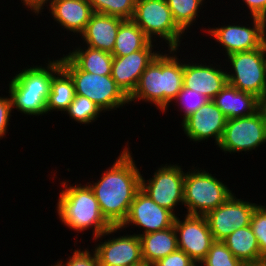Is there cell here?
<instances>
[{
    "mask_svg": "<svg viewBox=\"0 0 266 266\" xmlns=\"http://www.w3.org/2000/svg\"><path fill=\"white\" fill-rule=\"evenodd\" d=\"M175 216L173 226L177 234L178 248L194 262H201L215 241L205 216L183 214Z\"/></svg>",
    "mask_w": 266,
    "mask_h": 266,
    "instance_id": "9a60e30c",
    "label": "cell"
},
{
    "mask_svg": "<svg viewBox=\"0 0 266 266\" xmlns=\"http://www.w3.org/2000/svg\"><path fill=\"white\" fill-rule=\"evenodd\" d=\"M259 204L244 201L233 193L223 204L208 212L205 218L215 241H223L235 229L251 223L255 208Z\"/></svg>",
    "mask_w": 266,
    "mask_h": 266,
    "instance_id": "4fadbf2b",
    "label": "cell"
},
{
    "mask_svg": "<svg viewBox=\"0 0 266 266\" xmlns=\"http://www.w3.org/2000/svg\"><path fill=\"white\" fill-rule=\"evenodd\" d=\"M212 101L223 112L227 120L250 116L258 109V98L255 95L238 90L228 83Z\"/></svg>",
    "mask_w": 266,
    "mask_h": 266,
    "instance_id": "44dd1931",
    "label": "cell"
},
{
    "mask_svg": "<svg viewBox=\"0 0 266 266\" xmlns=\"http://www.w3.org/2000/svg\"><path fill=\"white\" fill-rule=\"evenodd\" d=\"M49 0H21L22 6H25L26 10H31L29 12L34 13L36 16L45 10V4L47 5ZM44 7V8H43ZM30 8V9H29Z\"/></svg>",
    "mask_w": 266,
    "mask_h": 266,
    "instance_id": "8d00e7d4",
    "label": "cell"
},
{
    "mask_svg": "<svg viewBox=\"0 0 266 266\" xmlns=\"http://www.w3.org/2000/svg\"><path fill=\"white\" fill-rule=\"evenodd\" d=\"M226 117L223 112L208 100L196 112L180 122L184 134L190 141L199 143L201 141L214 139L218 145L226 125ZM209 138V139H208Z\"/></svg>",
    "mask_w": 266,
    "mask_h": 266,
    "instance_id": "e0dca14e",
    "label": "cell"
},
{
    "mask_svg": "<svg viewBox=\"0 0 266 266\" xmlns=\"http://www.w3.org/2000/svg\"><path fill=\"white\" fill-rule=\"evenodd\" d=\"M185 172L179 164L160 165L147 180L141 175V190L159 206L171 211L175 216L178 205H184Z\"/></svg>",
    "mask_w": 266,
    "mask_h": 266,
    "instance_id": "9c48e42d",
    "label": "cell"
},
{
    "mask_svg": "<svg viewBox=\"0 0 266 266\" xmlns=\"http://www.w3.org/2000/svg\"><path fill=\"white\" fill-rule=\"evenodd\" d=\"M27 66L11 78L8 93L13 109L27 116H42L47 114L46 102L53 76L62 68L60 58H48L45 65Z\"/></svg>",
    "mask_w": 266,
    "mask_h": 266,
    "instance_id": "277c9868",
    "label": "cell"
},
{
    "mask_svg": "<svg viewBox=\"0 0 266 266\" xmlns=\"http://www.w3.org/2000/svg\"><path fill=\"white\" fill-rule=\"evenodd\" d=\"M201 262L203 266H246L232 254L223 241H214Z\"/></svg>",
    "mask_w": 266,
    "mask_h": 266,
    "instance_id": "f546056e",
    "label": "cell"
},
{
    "mask_svg": "<svg viewBox=\"0 0 266 266\" xmlns=\"http://www.w3.org/2000/svg\"><path fill=\"white\" fill-rule=\"evenodd\" d=\"M48 3L45 7L53 20L77 37L85 30L94 13L88 0H49Z\"/></svg>",
    "mask_w": 266,
    "mask_h": 266,
    "instance_id": "d6986e66",
    "label": "cell"
},
{
    "mask_svg": "<svg viewBox=\"0 0 266 266\" xmlns=\"http://www.w3.org/2000/svg\"><path fill=\"white\" fill-rule=\"evenodd\" d=\"M64 112L71 120L86 125L95 122L104 113L96 103L80 95H75Z\"/></svg>",
    "mask_w": 266,
    "mask_h": 266,
    "instance_id": "83f0119b",
    "label": "cell"
},
{
    "mask_svg": "<svg viewBox=\"0 0 266 266\" xmlns=\"http://www.w3.org/2000/svg\"><path fill=\"white\" fill-rule=\"evenodd\" d=\"M75 95V86L72 78L61 68L51 81V89L46 102L47 114L53 111H61L64 114Z\"/></svg>",
    "mask_w": 266,
    "mask_h": 266,
    "instance_id": "484cf974",
    "label": "cell"
},
{
    "mask_svg": "<svg viewBox=\"0 0 266 266\" xmlns=\"http://www.w3.org/2000/svg\"><path fill=\"white\" fill-rule=\"evenodd\" d=\"M69 181H60L63 190L61 189L56 204L58 218L61 224L64 223L66 227L78 234L91 228L93 239L97 238L112 225L102 215L95 194L89 185L87 183L67 184Z\"/></svg>",
    "mask_w": 266,
    "mask_h": 266,
    "instance_id": "3957f363",
    "label": "cell"
},
{
    "mask_svg": "<svg viewBox=\"0 0 266 266\" xmlns=\"http://www.w3.org/2000/svg\"><path fill=\"white\" fill-rule=\"evenodd\" d=\"M249 9L251 17L266 20V0H242Z\"/></svg>",
    "mask_w": 266,
    "mask_h": 266,
    "instance_id": "d590c367",
    "label": "cell"
},
{
    "mask_svg": "<svg viewBox=\"0 0 266 266\" xmlns=\"http://www.w3.org/2000/svg\"><path fill=\"white\" fill-rule=\"evenodd\" d=\"M192 169V170H191ZM185 172L184 208L185 214L205 216L223 204L232 194V190L208 170L192 166Z\"/></svg>",
    "mask_w": 266,
    "mask_h": 266,
    "instance_id": "8992f818",
    "label": "cell"
},
{
    "mask_svg": "<svg viewBox=\"0 0 266 266\" xmlns=\"http://www.w3.org/2000/svg\"><path fill=\"white\" fill-rule=\"evenodd\" d=\"M124 20L101 13H93L85 30L79 35L86 46L113 52L116 36L120 24Z\"/></svg>",
    "mask_w": 266,
    "mask_h": 266,
    "instance_id": "ffe728a7",
    "label": "cell"
},
{
    "mask_svg": "<svg viewBox=\"0 0 266 266\" xmlns=\"http://www.w3.org/2000/svg\"><path fill=\"white\" fill-rule=\"evenodd\" d=\"M175 215L168 209L159 206L141 189L136 193L126 219L120 225L125 230L133 226L141 228L137 236L162 231L173 226Z\"/></svg>",
    "mask_w": 266,
    "mask_h": 266,
    "instance_id": "5bb4252c",
    "label": "cell"
},
{
    "mask_svg": "<svg viewBox=\"0 0 266 266\" xmlns=\"http://www.w3.org/2000/svg\"><path fill=\"white\" fill-rule=\"evenodd\" d=\"M198 63L186 59L183 61V87L200 92L209 100H212L228 83L226 67L205 62V59ZM202 62H204L202 64ZM210 64V65H209ZM223 66V69L221 68Z\"/></svg>",
    "mask_w": 266,
    "mask_h": 266,
    "instance_id": "ac0fdd59",
    "label": "cell"
},
{
    "mask_svg": "<svg viewBox=\"0 0 266 266\" xmlns=\"http://www.w3.org/2000/svg\"><path fill=\"white\" fill-rule=\"evenodd\" d=\"M189 266H203L202 262H192Z\"/></svg>",
    "mask_w": 266,
    "mask_h": 266,
    "instance_id": "f35d334b",
    "label": "cell"
},
{
    "mask_svg": "<svg viewBox=\"0 0 266 266\" xmlns=\"http://www.w3.org/2000/svg\"><path fill=\"white\" fill-rule=\"evenodd\" d=\"M250 226L257 238L260 253L266 258V205L259 204L255 208Z\"/></svg>",
    "mask_w": 266,
    "mask_h": 266,
    "instance_id": "1f68e13d",
    "label": "cell"
},
{
    "mask_svg": "<svg viewBox=\"0 0 266 266\" xmlns=\"http://www.w3.org/2000/svg\"><path fill=\"white\" fill-rule=\"evenodd\" d=\"M135 266H150V265H148V264L145 263V262H142V263H140V264H138V265H135Z\"/></svg>",
    "mask_w": 266,
    "mask_h": 266,
    "instance_id": "60d3db41",
    "label": "cell"
},
{
    "mask_svg": "<svg viewBox=\"0 0 266 266\" xmlns=\"http://www.w3.org/2000/svg\"><path fill=\"white\" fill-rule=\"evenodd\" d=\"M265 143L266 125L257 111L250 116L228 119L217 147L224 153H247Z\"/></svg>",
    "mask_w": 266,
    "mask_h": 266,
    "instance_id": "8fae6325",
    "label": "cell"
},
{
    "mask_svg": "<svg viewBox=\"0 0 266 266\" xmlns=\"http://www.w3.org/2000/svg\"><path fill=\"white\" fill-rule=\"evenodd\" d=\"M208 100L209 99L200 92L183 87L173 102L182 108L181 112H184L182 115L183 122L187 117L203 106Z\"/></svg>",
    "mask_w": 266,
    "mask_h": 266,
    "instance_id": "4dcf8cb0",
    "label": "cell"
},
{
    "mask_svg": "<svg viewBox=\"0 0 266 266\" xmlns=\"http://www.w3.org/2000/svg\"><path fill=\"white\" fill-rule=\"evenodd\" d=\"M139 237L143 262L150 266L179 249L174 226L162 231L140 235Z\"/></svg>",
    "mask_w": 266,
    "mask_h": 266,
    "instance_id": "603a6c76",
    "label": "cell"
},
{
    "mask_svg": "<svg viewBox=\"0 0 266 266\" xmlns=\"http://www.w3.org/2000/svg\"><path fill=\"white\" fill-rule=\"evenodd\" d=\"M151 40L143 30L132 20H124L118 29L113 56H126L144 49Z\"/></svg>",
    "mask_w": 266,
    "mask_h": 266,
    "instance_id": "d4e9b609",
    "label": "cell"
},
{
    "mask_svg": "<svg viewBox=\"0 0 266 266\" xmlns=\"http://www.w3.org/2000/svg\"><path fill=\"white\" fill-rule=\"evenodd\" d=\"M164 51L140 76L135 90L129 96V104L148 102L154 104L161 113H166L168 107H171L170 104L183 88V60L176 54L179 49Z\"/></svg>",
    "mask_w": 266,
    "mask_h": 266,
    "instance_id": "7a4b0ae2",
    "label": "cell"
},
{
    "mask_svg": "<svg viewBox=\"0 0 266 266\" xmlns=\"http://www.w3.org/2000/svg\"><path fill=\"white\" fill-rule=\"evenodd\" d=\"M132 20L152 42L162 39L158 42L164 40L168 49H180L186 33L174 21L166 0H137Z\"/></svg>",
    "mask_w": 266,
    "mask_h": 266,
    "instance_id": "52a82bcc",
    "label": "cell"
},
{
    "mask_svg": "<svg viewBox=\"0 0 266 266\" xmlns=\"http://www.w3.org/2000/svg\"><path fill=\"white\" fill-rule=\"evenodd\" d=\"M249 18L253 22L246 26L232 23L202 30L207 31L208 36L220 44L219 47L222 46L225 57L235 52L256 50L266 43V20L251 16Z\"/></svg>",
    "mask_w": 266,
    "mask_h": 266,
    "instance_id": "30bf717a",
    "label": "cell"
},
{
    "mask_svg": "<svg viewBox=\"0 0 266 266\" xmlns=\"http://www.w3.org/2000/svg\"><path fill=\"white\" fill-rule=\"evenodd\" d=\"M127 146H124L113 165L103 171L98 181L87 182L95 194L102 215L112 226L123 223L136 193L141 189L143 174L135 163L129 143Z\"/></svg>",
    "mask_w": 266,
    "mask_h": 266,
    "instance_id": "6da1fadb",
    "label": "cell"
},
{
    "mask_svg": "<svg viewBox=\"0 0 266 266\" xmlns=\"http://www.w3.org/2000/svg\"><path fill=\"white\" fill-rule=\"evenodd\" d=\"M223 242L246 266L266 263V258L260 253L257 238L250 225L235 229Z\"/></svg>",
    "mask_w": 266,
    "mask_h": 266,
    "instance_id": "7402d4cb",
    "label": "cell"
},
{
    "mask_svg": "<svg viewBox=\"0 0 266 266\" xmlns=\"http://www.w3.org/2000/svg\"><path fill=\"white\" fill-rule=\"evenodd\" d=\"M154 43L151 41L142 50L113 58L111 76L128 97L135 90L142 73L161 52L154 50L160 43Z\"/></svg>",
    "mask_w": 266,
    "mask_h": 266,
    "instance_id": "2e32d148",
    "label": "cell"
},
{
    "mask_svg": "<svg viewBox=\"0 0 266 266\" xmlns=\"http://www.w3.org/2000/svg\"><path fill=\"white\" fill-rule=\"evenodd\" d=\"M262 96H266V71H265V83Z\"/></svg>",
    "mask_w": 266,
    "mask_h": 266,
    "instance_id": "ab89813d",
    "label": "cell"
},
{
    "mask_svg": "<svg viewBox=\"0 0 266 266\" xmlns=\"http://www.w3.org/2000/svg\"><path fill=\"white\" fill-rule=\"evenodd\" d=\"M95 13H101L130 20L137 0H88Z\"/></svg>",
    "mask_w": 266,
    "mask_h": 266,
    "instance_id": "f1b7e54d",
    "label": "cell"
},
{
    "mask_svg": "<svg viewBox=\"0 0 266 266\" xmlns=\"http://www.w3.org/2000/svg\"><path fill=\"white\" fill-rule=\"evenodd\" d=\"M257 111L261 115L264 124L266 125V96H261L258 98V109Z\"/></svg>",
    "mask_w": 266,
    "mask_h": 266,
    "instance_id": "74e56055",
    "label": "cell"
},
{
    "mask_svg": "<svg viewBox=\"0 0 266 266\" xmlns=\"http://www.w3.org/2000/svg\"><path fill=\"white\" fill-rule=\"evenodd\" d=\"M192 262L194 261L184 251L178 249L161 258L152 266H189Z\"/></svg>",
    "mask_w": 266,
    "mask_h": 266,
    "instance_id": "e575fe53",
    "label": "cell"
},
{
    "mask_svg": "<svg viewBox=\"0 0 266 266\" xmlns=\"http://www.w3.org/2000/svg\"><path fill=\"white\" fill-rule=\"evenodd\" d=\"M91 251H89V248L84 250L76 248L73 253L71 252L73 255L66 258L67 261L64 262L60 259L53 266H99V259L95 250L91 249Z\"/></svg>",
    "mask_w": 266,
    "mask_h": 266,
    "instance_id": "d6a6232c",
    "label": "cell"
},
{
    "mask_svg": "<svg viewBox=\"0 0 266 266\" xmlns=\"http://www.w3.org/2000/svg\"><path fill=\"white\" fill-rule=\"evenodd\" d=\"M226 57L231 67L225 69L228 84L261 97L265 83L266 43L256 50L235 52ZM228 68L231 69L229 72Z\"/></svg>",
    "mask_w": 266,
    "mask_h": 266,
    "instance_id": "ba28073f",
    "label": "cell"
},
{
    "mask_svg": "<svg viewBox=\"0 0 266 266\" xmlns=\"http://www.w3.org/2000/svg\"><path fill=\"white\" fill-rule=\"evenodd\" d=\"M12 111L14 110L10 95L7 97L0 96V140H2L3 137H6V134L8 133V126L10 125L9 121L11 116H13L11 113H14Z\"/></svg>",
    "mask_w": 266,
    "mask_h": 266,
    "instance_id": "836d02e7",
    "label": "cell"
},
{
    "mask_svg": "<svg viewBox=\"0 0 266 266\" xmlns=\"http://www.w3.org/2000/svg\"><path fill=\"white\" fill-rule=\"evenodd\" d=\"M83 46L78 44V47L75 46L66 55L83 71L97 75H111L114 56L106 51Z\"/></svg>",
    "mask_w": 266,
    "mask_h": 266,
    "instance_id": "cb8c5ba5",
    "label": "cell"
},
{
    "mask_svg": "<svg viewBox=\"0 0 266 266\" xmlns=\"http://www.w3.org/2000/svg\"><path fill=\"white\" fill-rule=\"evenodd\" d=\"M255 266H266V263L260 264V265H255Z\"/></svg>",
    "mask_w": 266,
    "mask_h": 266,
    "instance_id": "b9f144b4",
    "label": "cell"
},
{
    "mask_svg": "<svg viewBox=\"0 0 266 266\" xmlns=\"http://www.w3.org/2000/svg\"><path fill=\"white\" fill-rule=\"evenodd\" d=\"M122 230L120 226H112L102 235L92 239L95 242L99 241L93 249L98 256L100 265L135 266L143 262L140 237L136 233L114 236V233L122 232ZM110 234L114 237H109ZM106 236L109 238L105 239ZM100 239L101 241L105 240L101 242Z\"/></svg>",
    "mask_w": 266,
    "mask_h": 266,
    "instance_id": "7c38bea8",
    "label": "cell"
},
{
    "mask_svg": "<svg viewBox=\"0 0 266 266\" xmlns=\"http://www.w3.org/2000/svg\"><path fill=\"white\" fill-rule=\"evenodd\" d=\"M206 0H166L174 21L185 32L188 33L190 26L195 24L199 18L201 7ZM200 9V10H199Z\"/></svg>",
    "mask_w": 266,
    "mask_h": 266,
    "instance_id": "4316f807",
    "label": "cell"
},
{
    "mask_svg": "<svg viewBox=\"0 0 266 266\" xmlns=\"http://www.w3.org/2000/svg\"><path fill=\"white\" fill-rule=\"evenodd\" d=\"M61 67L74 82L75 93L96 103L103 112L129 104V97L111 75H97L81 70L67 55L60 57Z\"/></svg>",
    "mask_w": 266,
    "mask_h": 266,
    "instance_id": "5b68a950",
    "label": "cell"
}]
</instances>
